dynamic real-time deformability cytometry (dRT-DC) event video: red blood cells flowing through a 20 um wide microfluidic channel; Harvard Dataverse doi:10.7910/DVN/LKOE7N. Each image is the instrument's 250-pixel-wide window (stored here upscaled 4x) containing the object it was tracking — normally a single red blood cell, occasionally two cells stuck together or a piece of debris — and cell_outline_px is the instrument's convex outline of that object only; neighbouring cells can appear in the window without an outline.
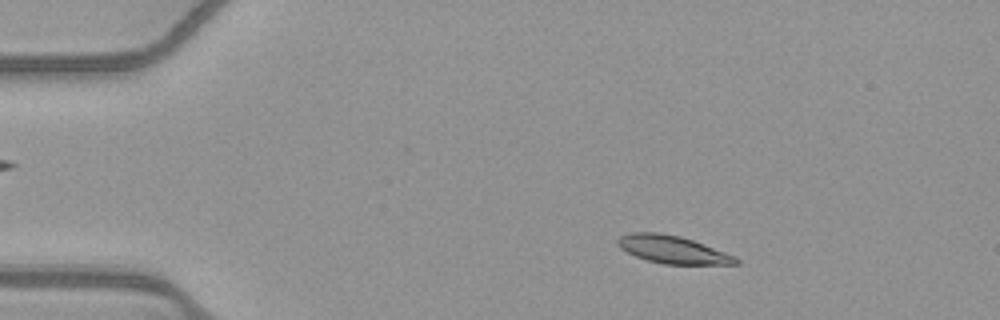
{"species": "common noctule bat (a hibernating species)", "species_latin": "Nyctalus noctula", "temperature_condition": "warm", "stored_images_in_passage": 53, "camera_frame_rate_fps": 3000, "um_per_image_px": 0.085, "animal": {"sex": "female", "body_mass_g": 21.9}, "frame": {"image": 1, "passage_image": 9, "time_ms": 2.667, "image_size_px": [1000, 320], "cell_outline_px": [[740, 264], [664, 264], [648, 260], [636, 256], [620, 248], [616, 244], [616, 240], [620, 236], [632, 232], [660, 232], [680, 236], [692, 240], [736, 256], [740, 260]], "centroid_in_image_um": [57.17, 21.21], "position_along_channel_um": 27.8, "area_um2": 19.02}}
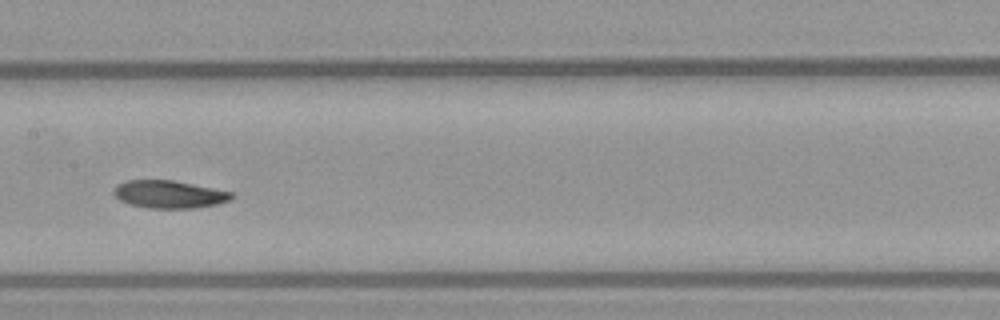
{"frame": {"image": 2, "passage_image": 27, "time_ms": 8.667, "image_size_px": [1000, 320], "cell_outline_px": [[236, 196], [228, 200], [216, 204], [192, 208], [148, 208], [128, 204], [120, 200], [112, 192], [112, 188], [116, 184], [128, 180], [172, 180], [232, 192]], "centroid_in_image_um": [14.32, 16.51], "position_along_channel_um": 193.1, "area_um2": 18.96}}
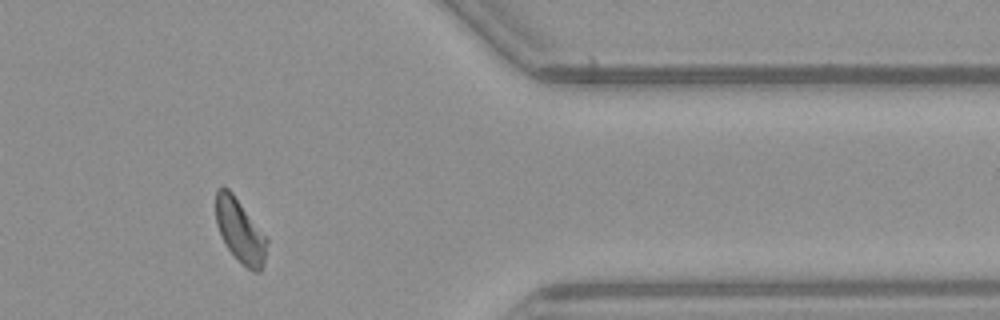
{"frame": {"image": 3, "passage_image": 44, "time_ms": 14.333, "image_size_px": [1000, 320], "cell_outline_px": [[268, 240], [264, 264], [260, 272], [252, 272], [240, 264], [228, 248], [216, 224], [216, 188], [228, 188], [232, 192]], "centroid_in_image_um": [20.41, 19.67], "position_along_channel_um": 391.0, "area_um2": 18.67}, "authors_computed_cell_mechanics": {"area_um2": 19.3052, "velocity_mm_per_s": 3.883, "shape_relaxation_time_tau1_ms": 8.0128, "shape_relaxation_time_tau2_ms": 5.1663, "deformation_change_tau1": 0.1744, "deformation_change_tau2": 0.1064}}